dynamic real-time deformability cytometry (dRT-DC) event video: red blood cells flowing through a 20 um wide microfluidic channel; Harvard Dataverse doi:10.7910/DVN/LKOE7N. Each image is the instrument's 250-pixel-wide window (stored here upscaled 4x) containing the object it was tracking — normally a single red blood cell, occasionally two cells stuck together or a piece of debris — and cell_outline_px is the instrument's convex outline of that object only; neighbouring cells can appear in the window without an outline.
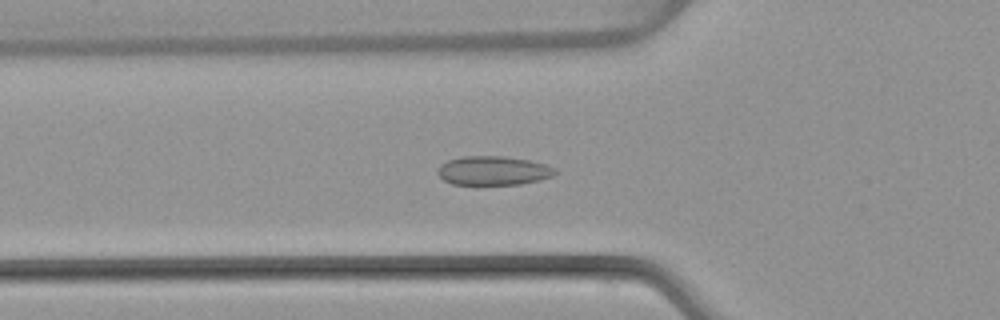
{"species": "common noctule bat (a hibernating species)", "species_latin": "Nyctalus noctula", "temperature_condition": "warm", "stored_images_in_passage": 39, "camera_frame_rate_fps": 3000, "um_per_image_px": 0.085, "animal": {"sex": "female", "body_mass_g": 22.7, "forearm_length_mm": 54.2}, "frame": {"image": 1, "passage_image": 18, "time_ms": 5.667, "image_size_px": [1000, 320], "cell_outline_px": [[556, 172], [552, 176], [540, 180], [520, 184], [452, 184], [444, 180], [436, 172], [440, 164], [448, 160], [464, 156], [504, 156], [528, 160], [544, 164], [556, 168]], "centroid_in_image_um": [41.91, 14.5], "position_along_channel_um": 83.9, "area_um2": 19.77}}
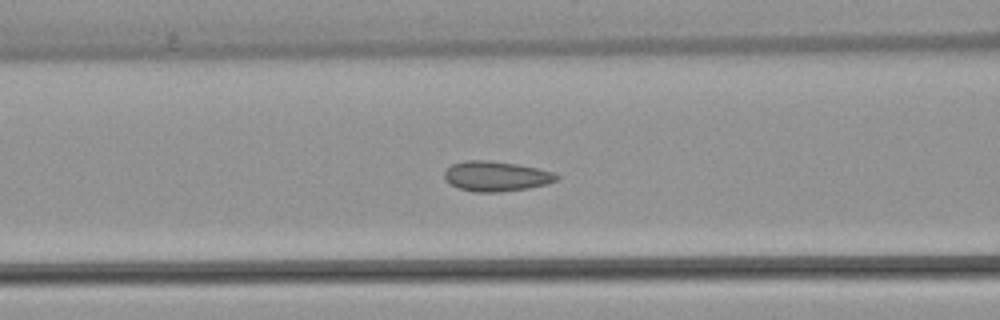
{"frame": {"image": 2, "passage_image": 21, "time_ms": 6.667, "image_size_px": [1000, 320], "cell_outline_px": [[560, 176], [556, 180], [548, 184], [528, 188], [500, 192], [472, 192], [460, 188], [444, 180], [444, 172], [452, 164], [464, 160], [488, 160], [516, 164], [556, 172]], "centroid_in_image_um": [42.18, 14.98], "position_along_channel_um": 124.4, "area_um2": 19.71}}
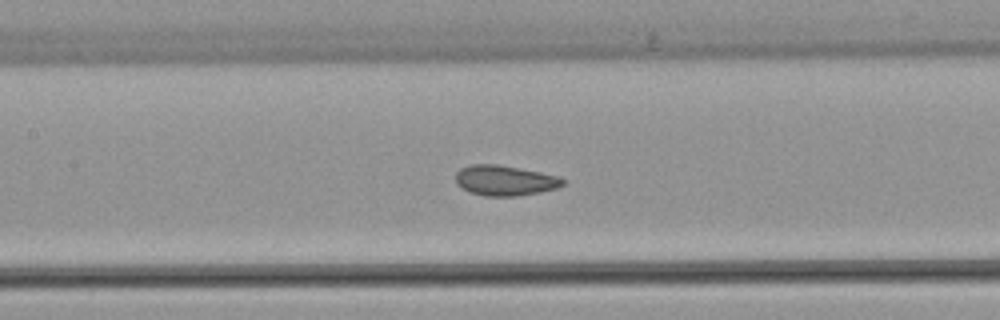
{"frame": {"image": 3, "passage_image": 24, "time_ms": 7.667, "image_size_px": [1000, 320], "cell_outline_px": [[568, 180], [564, 184], [556, 188], [540, 192], [520, 196], [484, 196], [460, 188], [456, 184], [456, 172], [460, 168], [472, 164], [500, 164], [540, 172], [556, 176]], "centroid_in_image_um": [42.91, 15.34], "position_along_channel_um": 164.5, "area_um2": 19.07}}